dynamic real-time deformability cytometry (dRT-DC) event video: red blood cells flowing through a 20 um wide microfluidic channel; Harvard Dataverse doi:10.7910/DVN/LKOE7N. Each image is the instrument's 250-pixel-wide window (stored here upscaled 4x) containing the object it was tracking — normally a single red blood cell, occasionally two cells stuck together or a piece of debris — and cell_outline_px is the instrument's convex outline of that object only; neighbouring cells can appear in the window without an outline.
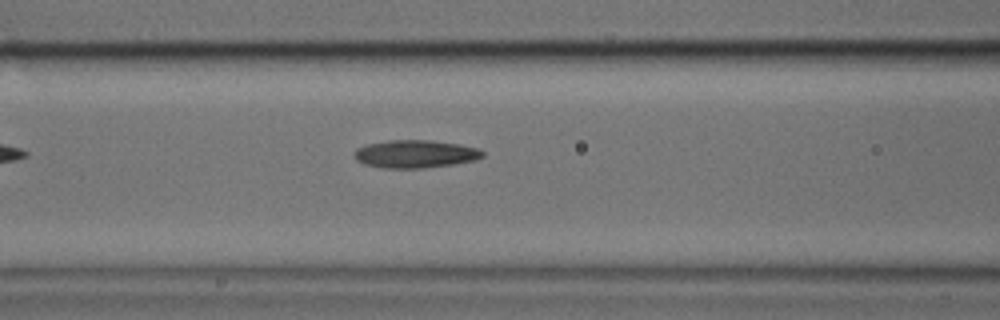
{"species": "common noctule bat (a hibernating species)", "species_latin": "Nyctalus noctula", "temperature_condition": "cold", "stored_images_in_passage": 36, "camera_frame_rate_fps": 3000, "um_per_image_px": 0.085, "animal": {"sex": "male", "body_mass_g": 17.9, "forearm_length_mm": 54.2}, "frame": {"image": 1, "passage_image": 6, "time_ms": 1.667, "image_size_px": [1000, 320], "cell_outline_px": [[484, 156], [476, 160], [452, 164], [420, 168], [384, 168], [364, 164], [356, 160], [352, 156], [356, 148], [368, 144], [388, 140], [432, 140], [460, 144], [476, 148], [484, 152]], "centroid_in_image_um": [35.27, 13.08], "position_along_channel_um": 131.3, "area_um2": 20.87}}
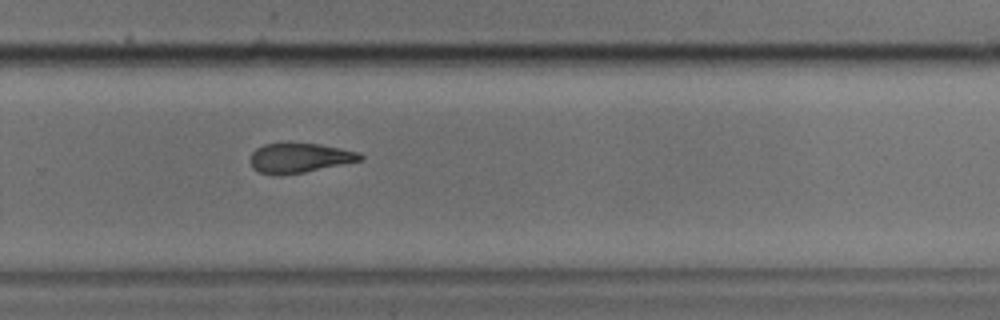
{"frame": {"image": 2, "passage_image": 19, "time_ms": 6.0, "image_size_px": [1000, 320], "cell_outline_px": [[364, 156], [360, 160], [304, 172], [260, 172], [252, 168], [252, 152], [256, 148], [264, 144], [320, 144], [360, 152]], "centroid_in_image_um": [25.51, 13.38], "position_along_channel_um": 304.3, "area_um2": 17.98}}
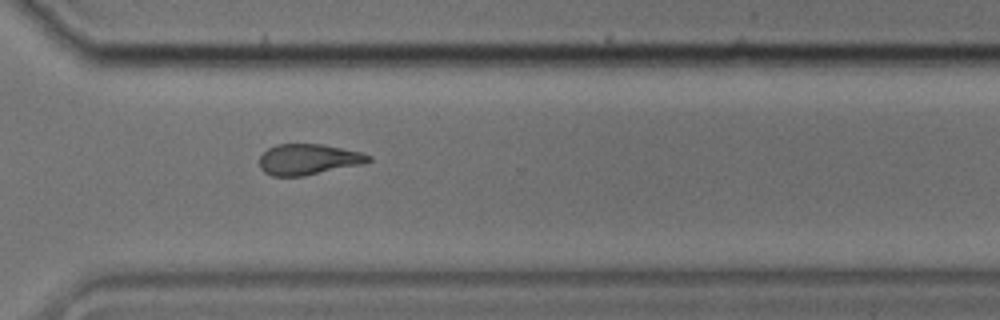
{"frame": {"image": 3, "passage_image": 22, "time_ms": 7.0, "image_size_px": [1000, 320], "cell_outline_px": [[372, 160], [360, 164], [304, 176], [272, 176], [264, 172], [260, 168], [260, 156], [268, 148], [276, 144], [320, 144], [360, 152], [372, 156]], "centroid_in_image_um": [26.17, 13.55], "position_along_channel_um": 344.4, "area_um2": 19.36}}